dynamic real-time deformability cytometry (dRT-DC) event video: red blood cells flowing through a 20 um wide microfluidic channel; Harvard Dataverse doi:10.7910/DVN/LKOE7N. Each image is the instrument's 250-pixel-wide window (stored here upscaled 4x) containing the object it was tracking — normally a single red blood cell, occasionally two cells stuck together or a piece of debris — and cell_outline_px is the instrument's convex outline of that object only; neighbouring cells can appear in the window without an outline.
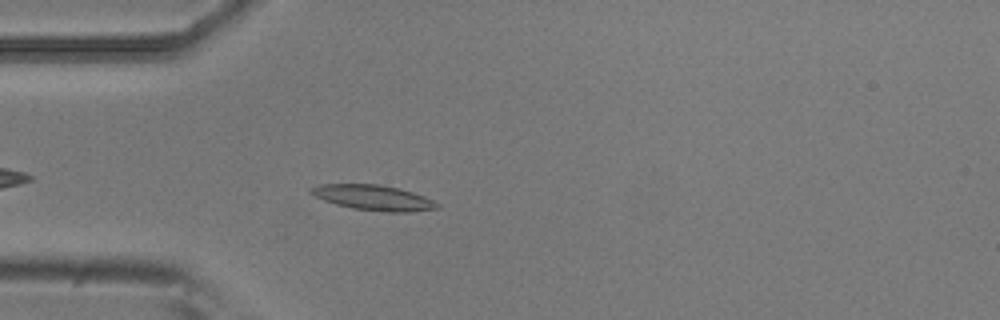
{"species": "common noctule bat (a hibernating species)", "species_latin": "Nyctalus noctula", "temperature_condition": "room temperature", "stored_images_in_passage": 3, "camera_frame_rate_fps": 3000, "um_per_image_px": 0.085, "animal": {"sex": "male", "body_mass_g": 20.5, "forearm_length_mm": 52.5}, "frame": {"image": 1, "passage_image": 3, "time_ms": 0.667, "image_size_px": [1000, 320], "cell_outline_px": [[440, 208], [412, 212], [388, 212], [352, 208], [336, 204], [324, 200], [308, 192], [308, 188], [320, 184], [380, 184], [400, 188], [424, 196], [440, 204]], "centroid_in_image_um": [31.75, 16.79], "position_along_channel_um": 53.2, "area_um2": 18.67}}